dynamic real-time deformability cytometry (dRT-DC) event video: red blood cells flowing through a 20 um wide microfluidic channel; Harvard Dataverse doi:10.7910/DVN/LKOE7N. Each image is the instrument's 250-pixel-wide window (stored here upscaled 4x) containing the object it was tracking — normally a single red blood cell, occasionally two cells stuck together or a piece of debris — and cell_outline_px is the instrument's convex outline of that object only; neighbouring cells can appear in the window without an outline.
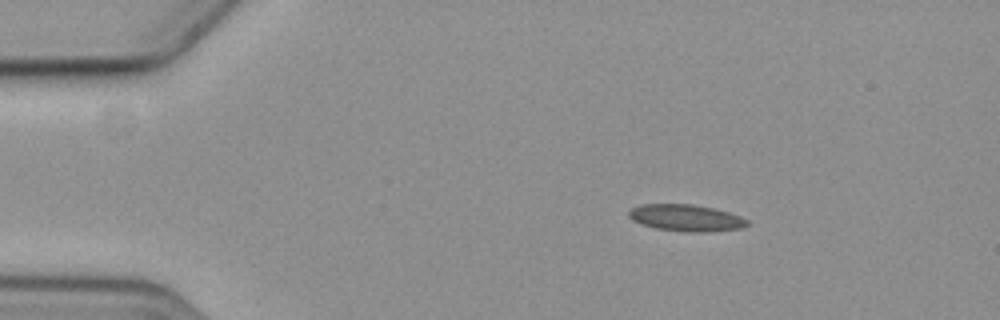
{"species": "common noctule bat (a hibernating species)", "species_latin": "Nyctalus noctula", "temperature_condition": "cold", "stored_images_in_passage": 4, "camera_frame_rate_fps": 3000, "um_per_image_px": 0.085, "animal": {"sex": "female", "body_mass_g": 19.3, "forearm_length_mm": 54.1}, "frame": {"image": 1, "passage_image": 1, "time_ms": 0.0, "image_size_px": [1000, 320], "cell_outline_px": [[748, 224], [740, 228], [708, 232], [688, 232], [656, 228], [640, 224], [632, 220], [628, 216], [628, 212], [632, 208], [640, 204], [692, 204], [712, 208], [728, 212], [740, 216], [748, 220]], "centroid_in_image_um": [58.28, 18.52], "position_along_channel_um": 26.7, "area_um2": 18.38}}
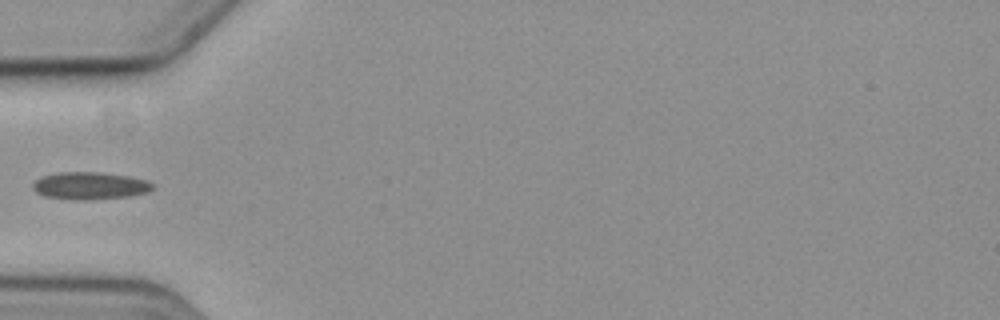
{"frame": {"image": 2, "passage_image": 4, "time_ms": 3.333, "image_size_px": [1000, 320], "cell_outline_px": [[156, 188], [148, 192], [128, 196], [92, 200], [68, 200], [44, 196], [36, 192], [32, 188], [32, 184], [40, 176], [56, 172], [100, 172], [128, 176], [148, 180]], "centroid_in_image_um": [7.62, 15.79], "position_along_channel_um": 77.4, "area_um2": 19.48}}